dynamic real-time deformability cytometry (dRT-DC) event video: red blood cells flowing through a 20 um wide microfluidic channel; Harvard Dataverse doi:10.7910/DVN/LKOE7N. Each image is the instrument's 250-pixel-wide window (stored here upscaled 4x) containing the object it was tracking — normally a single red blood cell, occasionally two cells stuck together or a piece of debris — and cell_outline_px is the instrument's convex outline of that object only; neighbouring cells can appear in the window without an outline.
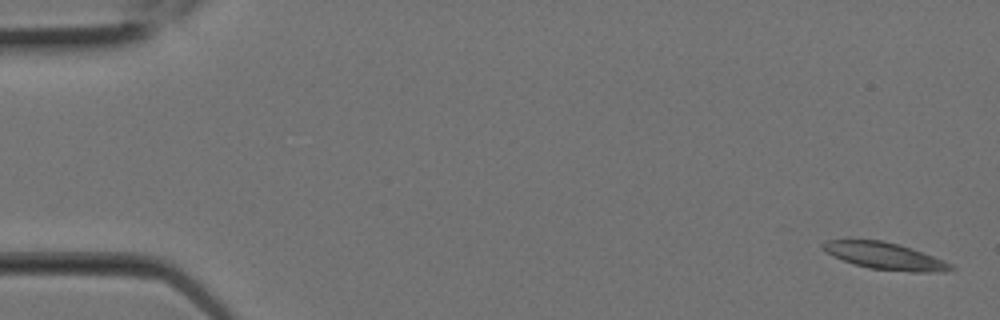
{"species": "Egyptian fruit bat (a non-hibernating species)", "species_latin": "Rousettus aegyptiacus", "temperature_condition": "room temperature", "stored_images_in_passage": 7, "camera_frame_rate_fps": 3000, "um_per_image_px": 0.085, "animal": {"sex": "female"}, "frame": {"image": 1, "passage_image": 1, "time_ms": 0.0, "image_size_px": [1000, 320], "cell_outline_px": [[956, 268], [944, 272], [912, 272], [868, 268], [844, 260], [820, 248], [820, 244], [824, 240], [848, 236], [884, 240], [900, 244], [912, 248], [944, 260], [952, 264]], "centroid_in_image_um": [75.14, 21.69], "position_along_channel_um": 9.9, "area_um2": 20.92}}